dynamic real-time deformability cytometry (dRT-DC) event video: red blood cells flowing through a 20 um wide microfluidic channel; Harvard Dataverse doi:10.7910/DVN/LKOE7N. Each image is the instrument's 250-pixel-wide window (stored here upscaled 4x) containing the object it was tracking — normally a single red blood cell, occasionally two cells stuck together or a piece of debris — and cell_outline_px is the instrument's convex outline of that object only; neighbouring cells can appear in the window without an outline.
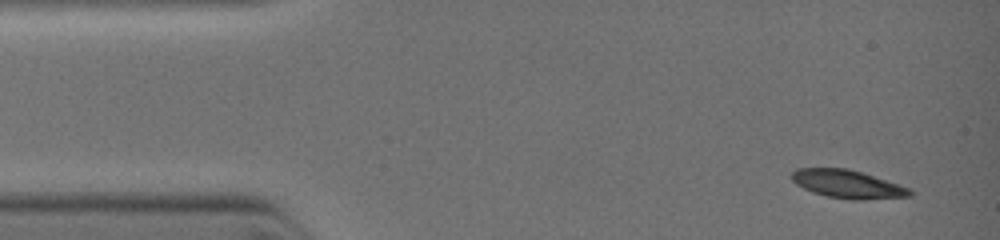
{"species": "common noctule bat (a hibernating species)", "species_latin": "Nyctalus noctula", "temperature_condition": "warm", "stored_images_in_passage": 8, "camera_frame_rate_fps": 3000, "um_per_image_px": 0.085, "animal": {"sex": "female", "body_mass_g": 19.0, "forearm_length_mm": 51.5}, "frame": {"image": 1, "passage_image": 1, "time_ms": 0.0, "image_size_px": [1000, 240], "cell_outline_px": [[912, 196], [860, 200], [852, 200], [828, 196], [812, 192], [796, 184], [792, 180], [792, 172], [796, 168], [844, 168], [860, 172], [908, 188], [912, 192]], "centroid_in_image_um": [71.99, 15.65], "position_along_channel_um": 13.0, "area_um2": 18.96}}